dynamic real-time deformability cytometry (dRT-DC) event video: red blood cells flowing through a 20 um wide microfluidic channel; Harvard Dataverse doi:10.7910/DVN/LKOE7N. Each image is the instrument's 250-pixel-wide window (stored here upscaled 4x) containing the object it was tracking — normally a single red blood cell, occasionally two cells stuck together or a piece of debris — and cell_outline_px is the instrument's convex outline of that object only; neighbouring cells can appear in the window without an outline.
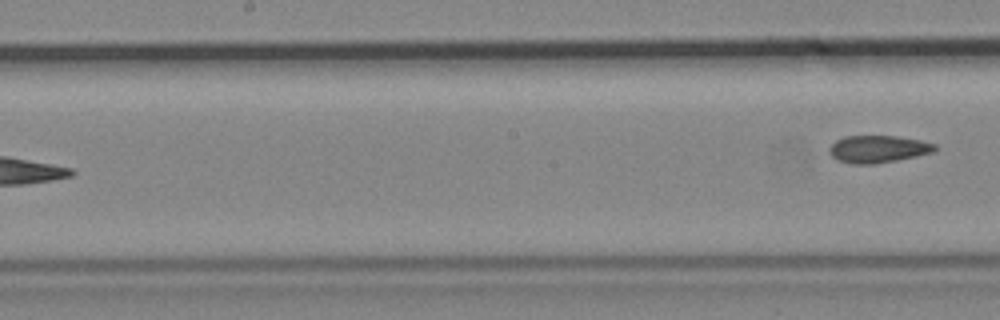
{"species": "common noctule bat (a hibernating species)", "species_latin": "Nyctalus noctula", "temperature_condition": "cold", "stored_images_in_passage": 9, "segment_of_instrument_passage": [2, 2], "camera_frame_rate_fps": 3000, "um_per_image_px": 0.085, "animal": {"sex": "male", "body_mass_g": 19.2, "forearm_length_mm": 51.8}, "frame": {"image": 1, "passage_image": 9, "time_ms": 2.667, "image_size_px": [1000, 320], "cell_outline_px": [[936, 148], [932, 152], [916, 156], [876, 164], [852, 164], [836, 160], [828, 152], [828, 148], [836, 140], [844, 136], [896, 136], [920, 140], [936, 144]], "centroid_in_image_um": [74.59, 12.67], "position_along_channel_um": 173.6, "area_um2": 16.82}}